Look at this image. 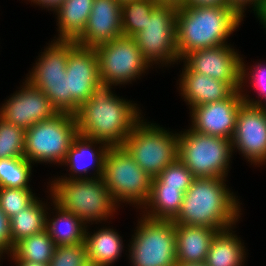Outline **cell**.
I'll list each match as a JSON object with an SVG mask.
<instances>
[{
    "label": "cell",
    "mask_w": 266,
    "mask_h": 266,
    "mask_svg": "<svg viewBox=\"0 0 266 266\" xmlns=\"http://www.w3.org/2000/svg\"><path fill=\"white\" fill-rule=\"evenodd\" d=\"M110 88L100 83L74 116L78 134L117 147L124 144L141 113L130 101L116 97Z\"/></svg>",
    "instance_id": "obj_1"
},
{
    "label": "cell",
    "mask_w": 266,
    "mask_h": 266,
    "mask_svg": "<svg viewBox=\"0 0 266 266\" xmlns=\"http://www.w3.org/2000/svg\"><path fill=\"white\" fill-rule=\"evenodd\" d=\"M225 178H194L184 194L175 225L208 226L217 231L232 228L239 218V202L226 188Z\"/></svg>",
    "instance_id": "obj_2"
},
{
    "label": "cell",
    "mask_w": 266,
    "mask_h": 266,
    "mask_svg": "<svg viewBox=\"0 0 266 266\" xmlns=\"http://www.w3.org/2000/svg\"><path fill=\"white\" fill-rule=\"evenodd\" d=\"M242 17L231 7H180L176 14L179 59L199 49L225 45Z\"/></svg>",
    "instance_id": "obj_3"
},
{
    "label": "cell",
    "mask_w": 266,
    "mask_h": 266,
    "mask_svg": "<svg viewBox=\"0 0 266 266\" xmlns=\"http://www.w3.org/2000/svg\"><path fill=\"white\" fill-rule=\"evenodd\" d=\"M65 177L52 181L53 201L83 222L101 221L112 215L117 202L107 190L102 177ZM112 213V214H111Z\"/></svg>",
    "instance_id": "obj_4"
},
{
    "label": "cell",
    "mask_w": 266,
    "mask_h": 266,
    "mask_svg": "<svg viewBox=\"0 0 266 266\" xmlns=\"http://www.w3.org/2000/svg\"><path fill=\"white\" fill-rule=\"evenodd\" d=\"M232 151L229 139L191 129L178 134V158L195 178H224Z\"/></svg>",
    "instance_id": "obj_5"
},
{
    "label": "cell",
    "mask_w": 266,
    "mask_h": 266,
    "mask_svg": "<svg viewBox=\"0 0 266 266\" xmlns=\"http://www.w3.org/2000/svg\"><path fill=\"white\" fill-rule=\"evenodd\" d=\"M102 179L117 203L145 205L151 194L153 178L123 146L110 147L106 152Z\"/></svg>",
    "instance_id": "obj_6"
},
{
    "label": "cell",
    "mask_w": 266,
    "mask_h": 266,
    "mask_svg": "<svg viewBox=\"0 0 266 266\" xmlns=\"http://www.w3.org/2000/svg\"><path fill=\"white\" fill-rule=\"evenodd\" d=\"M140 120L122 145L152 178L178 158V134Z\"/></svg>",
    "instance_id": "obj_7"
},
{
    "label": "cell",
    "mask_w": 266,
    "mask_h": 266,
    "mask_svg": "<svg viewBox=\"0 0 266 266\" xmlns=\"http://www.w3.org/2000/svg\"><path fill=\"white\" fill-rule=\"evenodd\" d=\"M76 119L73 114L58 113L53 118L37 122L25 130L24 157L34 162H59L77 136Z\"/></svg>",
    "instance_id": "obj_8"
},
{
    "label": "cell",
    "mask_w": 266,
    "mask_h": 266,
    "mask_svg": "<svg viewBox=\"0 0 266 266\" xmlns=\"http://www.w3.org/2000/svg\"><path fill=\"white\" fill-rule=\"evenodd\" d=\"M142 219L129 249L132 265L175 266L176 226L173 220H154L144 215Z\"/></svg>",
    "instance_id": "obj_9"
},
{
    "label": "cell",
    "mask_w": 266,
    "mask_h": 266,
    "mask_svg": "<svg viewBox=\"0 0 266 266\" xmlns=\"http://www.w3.org/2000/svg\"><path fill=\"white\" fill-rule=\"evenodd\" d=\"M94 49L102 84L130 82L150 67L133 37L121 36Z\"/></svg>",
    "instance_id": "obj_10"
},
{
    "label": "cell",
    "mask_w": 266,
    "mask_h": 266,
    "mask_svg": "<svg viewBox=\"0 0 266 266\" xmlns=\"http://www.w3.org/2000/svg\"><path fill=\"white\" fill-rule=\"evenodd\" d=\"M178 8L159 5L151 14L145 29L133 38L145 60L162 64L179 59L176 41V14Z\"/></svg>",
    "instance_id": "obj_11"
},
{
    "label": "cell",
    "mask_w": 266,
    "mask_h": 266,
    "mask_svg": "<svg viewBox=\"0 0 266 266\" xmlns=\"http://www.w3.org/2000/svg\"><path fill=\"white\" fill-rule=\"evenodd\" d=\"M183 59L193 72L227 82L235 90L242 89V83L248 76L242 58L235 49L226 44L195 50Z\"/></svg>",
    "instance_id": "obj_12"
},
{
    "label": "cell",
    "mask_w": 266,
    "mask_h": 266,
    "mask_svg": "<svg viewBox=\"0 0 266 266\" xmlns=\"http://www.w3.org/2000/svg\"><path fill=\"white\" fill-rule=\"evenodd\" d=\"M242 90H236L229 98L205 103L192 108L193 131L231 140L237 115L244 104Z\"/></svg>",
    "instance_id": "obj_13"
},
{
    "label": "cell",
    "mask_w": 266,
    "mask_h": 266,
    "mask_svg": "<svg viewBox=\"0 0 266 266\" xmlns=\"http://www.w3.org/2000/svg\"><path fill=\"white\" fill-rule=\"evenodd\" d=\"M231 143L248 161L266 162V112L262 105L244 103L240 107Z\"/></svg>",
    "instance_id": "obj_14"
},
{
    "label": "cell",
    "mask_w": 266,
    "mask_h": 266,
    "mask_svg": "<svg viewBox=\"0 0 266 266\" xmlns=\"http://www.w3.org/2000/svg\"><path fill=\"white\" fill-rule=\"evenodd\" d=\"M24 87L16 92L0 109V117L10 124L29 129L37 122L46 121L58 114L41 89L25 81Z\"/></svg>",
    "instance_id": "obj_15"
},
{
    "label": "cell",
    "mask_w": 266,
    "mask_h": 266,
    "mask_svg": "<svg viewBox=\"0 0 266 266\" xmlns=\"http://www.w3.org/2000/svg\"><path fill=\"white\" fill-rule=\"evenodd\" d=\"M68 94L79 104L85 103L101 81L98 58L94 48L76 45L67 59Z\"/></svg>",
    "instance_id": "obj_16"
},
{
    "label": "cell",
    "mask_w": 266,
    "mask_h": 266,
    "mask_svg": "<svg viewBox=\"0 0 266 266\" xmlns=\"http://www.w3.org/2000/svg\"><path fill=\"white\" fill-rule=\"evenodd\" d=\"M121 36V4L117 0H94L85 30L75 42L96 48Z\"/></svg>",
    "instance_id": "obj_17"
},
{
    "label": "cell",
    "mask_w": 266,
    "mask_h": 266,
    "mask_svg": "<svg viewBox=\"0 0 266 266\" xmlns=\"http://www.w3.org/2000/svg\"><path fill=\"white\" fill-rule=\"evenodd\" d=\"M185 66L179 87L183 98L191 106V109L205 103L223 101L236 91L227 82L193 72L186 64Z\"/></svg>",
    "instance_id": "obj_18"
},
{
    "label": "cell",
    "mask_w": 266,
    "mask_h": 266,
    "mask_svg": "<svg viewBox=\"0 0 266 266\" xmlns=\"http://www.w3.org/2000/svg\"><path fill=\"white\" fill-rule=\"evenodd\" d=\"M175 226L176 262L205 263L212 240L219 231L208 226Z\"/></svg>",
    "instance_id": "obj_19"
},
{
    "label": "cell",
    "mask_w": 266,
    "mask_h": 266,
    "mask_svg": "<svg viewBox=\"0 0 266 266\" xmlns=\"http://www.w3.org/2000/svg\"><path fill=\"white\" fill-rule=\"evenodd\" d=\"M75 41L55 40L42 53L27 81L38 87L43 81H57L66 76L67 59Z\"/></svg>",
    "instance_id": "obj_20"
},
{
    "label": "cell",
    "mask_w": 266,
    "mask_h": 266,
    "mask_svg": "<svg viewBox=\"0 0 266 266\" xmlns=\"http://www.w3.org/2000/svg\"><path fill=\"white\" fill-rule=\"evenodd\" d=\"M97 143H101L103 146H100L101 148L94 152L92 144ZM104 144V142L77 134L73 139L72 145L70 146L62 164L65 163L69 165L70 171H72L73 174L78 173L79 175L82 172L88 173L89 168L94 166V170L96 169L98 174L97 177H102L104 159L106 152L110 148L107 144Z\"/></svg>",
    "instance_id": "obj_21"
},
{
    "label": "cell",
    "mask_w": 266,
    "mask_h": 266,
    "mask_svg": "<svg viewBox=\"0 0 266 266\" xmlns=\"http://www.w3.org/2000/svg\"><path fill=\"white\" fill-rule=\"evenodd\" d=\"M94 0H64L55 10L58 15L57 40L76 41L84 32Z\"/></svg>",
    "instance_id": "obj_22"
},
{
    "label": "cell",
    "mask_w": 266,
    "mask_h": 266,
    "mask_svg": "<svg viewBox=\"0 0 266 266\" xmlns=\"http://www.w3.org/2000/svg\"><path fill=\"white\" fill-rule=\"evenodd\" d=\"M85 231V245L88 263L95 266H109L122 252V238L113 229H101L89 235ZM121 238V239H120Z\"/></svg>",
    "instance_id": "obj_23"
},
{
    "label": "cell",
    "mask_w": 266,
    "mask_h": 266,
    "mask_svg": "<svg viewBox=\"0 0 266 266\" xmlns=\"http://www.w3.org/2000/svg\"><path fill=\"white\" fill-rule=\"evenodd\" d=\"M57 218L46 219V231L56 246L58 245H76L85 243V223L75 216L72 212L61 208L53 201Z\"/></svg>",
    "instance_id": "obj_24"
},
{
    "label": "cell",
    "mask_w": 266,
    "mask_h": 266,
    "mask_svg": "<svg viewBox=\"0 0 266 266\" xmlns=\"http://www.w3.org/2000/svg\"><path fill=\"white\" fill-rule=\"evenodd\" d=\"M245 249L231 229L219 231L213 238L205 261L206 266H242Z\"/></svg>",
    "instance_id": "obj_25"
},
{
    "label": "cell",
    "mask_w": 266,
    "mask_h": 266,
    "mask_svg": "<svg viewBox=\"0 0 266 266\" xmlns=\"http://www.w3.org/2000/svg\"><path fill=\"white\" fill-rule=\"evenodd\" d=\"M56 248L55 243L44 230L41 233L21 239L14 245L12 256L14 261H28L49 265Z\"/></svg>",
    "instance_id": "obj_26"
},
{
    "label": "cell",
    "mask_w": 266,
    "mask_h": 266,
    "mask_svg": "<svg viewBox=\"0 0 266 266\" xmlns=\"http://www.w3.org/2000/svg\"><path fill=\"white\" fill-rule=\"evenodd\" d=\"M43 203L36 199L28 208L11 217L10 235L14 246L21 239L46 230L47 214Z\"/></svg>",
    "instance_id": "obj_27"
},
{
    "label": "cell",
    "mask_w": 266,
    "mask_h": 266,
    "mask_svg": "<svg viewBox=\"0 0 266 266\" xmlns=\"http://www.w3.org/2000/svg\"><path fill=\"white\" fill-rule=\"evenodd\" d=\"M184 192L172 187H151V194L145 206L152 209L145 217L154 220H173L180 211Z\"/></svg>",
    "instance_id": "obj_28"
},
{
    "label": "cell",
    "mask_w": 266,
    "mask_h": 266,
    "mask_svg": "<svg viewBox=\"0 0 266 266\" xmlns=\"http://www.w3.org/2000/svg\"><path fill=\"white\" fill-rule=\"evenodd\" d=\"M153 0H131L121 4L122 34L134 37L145 29L147 20L158 7Z\"/></svg>",
    "instance_id": "obj_29"
},
{
    "label": "cell",
    "mask_w": 266,
    "mask_h": 266,
    "mask_svg": "<svg viewBox=\"0 0 266 266\" xmlns=\"http://www.w3.org/2000/svg\"><path fill=\"white\" fill-rule=\"evenodd\" d=\"M31 167L25 157L0 159V188L30 189Z\"/></svg>",
    "instance_id": "obj_30"
},
{
    "label": "cell",
    "mask_w": 266,
    "mask_h": 266,
    "mask_svg": "<svg viewBox=\"0 0 266 266\" xmlns=\"http://www.w3.org/2000/svg\"><path fill=\"white\" fill-rule=\"evenodd\" d=\"M194 178L192 172L177 158L165 167L158 176L153 177L152 187L178 188L186 193Z\"/></svg>",
    "instance_id": "obj_31"
},
{
    "label": "cell",
    "mask_w": 266,
    "mask_h": 266,
    "mask_svg": "<svg viewBox=\"0 0 266 266\" xmlns=\"http://www.w3.org/2000/svg\"><path fill=\"white\" fill-rule=\"evenodd\" d=\"M25 130L0 117V159L24 158Z\"/></svg>",
    "instance_id": "obj_32"
},
{
    "label": "cell",
    "mask_w": 266,
    "mask_h": 266,
    "mask_svg": "<svg viewBox=\"0 0 266 266\" xmlns=\"http://www.w3.org/2000/svg\"><path fill=\"white\" fill-rule=\"evenodd\" d=\"M67 77L57 81H43L37 88L41 89L58 113L75 114L79 104L68 94Z\"/></svg>",
    "instance_id": "obj_33"
},
{
    "label": "cell",
    "mask_w": 266,
    "mask_h": 266,
    "mask_svg": "<svg viewBox=\"0 0 266 266\" xmlns=\"http://www.w3.org/2000/svg\"><path fill=\"white\" fill-rule=\"evenodd\" d=\"M36 199L31 189L0 188V209L9 219L28 208Z\"/></svg>",
    "instance_id": "obj_34"
},
{
    "label": "cell",
    "mask_w": 266,
    "mask_h": 266,
    "mask_svg": "<svg viewBox=\"0 0 266 266\" xmlns=\"http://www.w3.org/2000/svg\"><path fill=\"white\" fill-rule=\"evenodd\" d=\"M88 257L85 243L58 245L49 266H87Z\"/></svg>",
    "instance_id": "obj_35"
},
{
    "label": "cell",
    "mask_w": 266,
    "mask_h": 266,
    "mask_svg": "<svg viewBox=\"0 0 266 266\" xmlns=\"http://www.w3.org/2000/svg\"><path fill=\"white\" fill-rule=\"evenodd\" d=\"M13 248L10 235V221L7 215L0 209V253H11Z\"/></svg>",
    "instance_id": "obj_36"
},
{
    "label": "cell",
    "mask_w": 266,
    "mask_h": 266,
    "mask_svg": "<svg viewBox=\"0 0 266 266\" xmlns=\"http://www.w3.org/2000/svg\"><path fill=\"white\" fill-rule=\"evenodd\" d=\"M256 68L251 72V85L255 87V90H258V94L266 102V67L264 65L258 64L255 65Z\"/></svg>",
    "instance_id": "obj_37"
},
{
    "label": "cell",
    "mask_w": 266,
    "mask_h": 266,
    "mask_svg": "<svg viewBox=\"0 0 266 266\" xmlns=\"http://www.w3.org/2000/svg\"><path fill=\"white\" fill-rule=\"evenodd\" d=\"M228 6L235 10L242 18L244 16L245 5L250 4L254 6V11H256V15H258L259 11L265 5L266 0H227Z\"/></svg>",
    "instance_id": "obj_38"
},
{
    "label": "cell",
    "mask_w": 266,
    "mask_h": 266,
    "mask_svg": "<svg viewBox=\"0 0 266 266\" xmlns=\"http://www.w3.org/2000/svg\"><path fill=\"white\" fill-rule=\"evenodd\" d=\"M219 6L229 7L227 0H185L183 7Z\"/></svg>",
    "instance_id": "obj_39"
},
{
    "label": "cell",
    "mask_w": 266,
    "mask_h": 266,
    "mask_svg": "<svg viewBox=\"0 0 266 266\" xmlns=\"http://www.w3.org/2000/svg\"><path fill=\"white\" fill-rule=\"evenodd\" d=\"M63 1L64 0H31V2H34L40 6L42 5V7H49L50 9L52 8V10H56Z\"/></svg>",
    "instance_id": "obj_40"
},
{
    "label": "cell",
    "mask_w": 266,
    "mask_h": 266,
    "mask_svg": "<svg viewBox=\"0 0 266 266\" xmlns=\"http://www.w3.org/2000/svg\"><path fill=\"white\" fill-rule=\"evenodd\" d=\"M157 5L173 6L175 8L183 7L185 0H153Z\"/></svg>",
    "instance_id": "obj_41"
},
{
    "label": "cell",
    "mask_w": 266,
    "mask_h": 266,
    "mask_svg": "<svg viewBox=\"0 0 266 266\" xmlns=\"http://www.w3.org/2000/svg\"><path fill=\"white\" fill-rule=\"evenodd\" d=\"M257 17L260 19L261 23H263L264 27L266 28V3L259 11Z\"/></svg>",
    "instance_id": "obj_42"
},
{
    "label": "cell",
    "mask_w": 266,
    "mask_h": 266,
    "mask_svg": "<svg viewBox=\"0 0 266 266\" xmlns=\"http://www.w3.org/2000/svg\"><path fill=\"white\" fill-rule=\"evenodd\" d=\"M17 263V266H49L41 263H34V262H28V261H15Z\"/></svg>",
    "instance_id": "obj_43"
},
{
    "label": "cell",
    "mask_w": 266,
    "mask_h": 266,
    "mask_svg": "<svg viewBox=\"0 0 266 266\" xmlns=\"http://www.w3.org/2000/svg\"><path fill=\"white\" fill-rule=\"evenodd\" d=\"M243 100H244V103L249 104V105H262L263 109L266 112V104H265V106L263 104H261L262 103L261 100H259V101H253L251 99L249 100L247 97H245V95L243 96Z\"/></svg>",
    "instance_id": "obj_44"
},
{
    "label": "cell",
    "mask_w": 266,
    "mask_h": 266,
    "mask_svg": "<svg viewBox=\"0 0 266 266\" xmlns=\"http://www.w3.org/2000/svg\"><path fill=\"white\" fill-rule=\"evenodd\" d=\"M175 266H206V264L205 263H195V264L177 263Z\"/></svg>",
    "instance_id": "obj_45"
},
{
    "label": "cell",
    "mask_w": 266,
    "mask_h": 266,
    "mask_svg": "<svg viewBox=\"0 0 266 266\" xmlns=\"http://www.w3.org/2000/svg\"><path fill=\"white\" fill-rule=\"evenodd\" d=\"M120 4L127 2V1H131V0H117Z\"/></svg>",
    "instance_id": "obj_46"
}]
</instances>
